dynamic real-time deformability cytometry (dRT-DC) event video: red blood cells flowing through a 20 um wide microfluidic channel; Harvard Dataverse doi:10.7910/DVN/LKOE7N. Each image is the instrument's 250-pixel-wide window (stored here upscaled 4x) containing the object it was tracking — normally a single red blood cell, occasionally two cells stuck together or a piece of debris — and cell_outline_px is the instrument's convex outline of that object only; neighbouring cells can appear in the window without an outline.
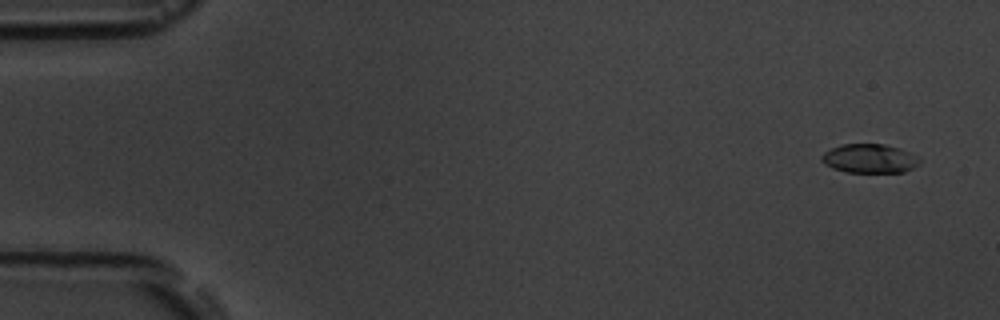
{"species": "common noctule bat (a hibernating species)", "species_latin": "Nyctalus noctula", "temperature_condition": "room temperature", "stored_images_in_passage": 5, "camera_frame_rate_fps": 3000, "um_per_image_px": 0.085, "animal": {"sex": "male", "body_mass_g": 19.5, "forearm_length_mm": 54.6}, "frame": {"image": 1, "passage_image": 1, "time_ms": 0.0, "image_size_px": [1000, 320], "cell_outline_px": [[920, 164], [904, 172], [848, 172], [832, 168], [824, 164], [820, 160], [820, 156], [824, 152], [840, 144], [884, 144], [900, 148], [920, 160]], "centroid_in_image_um": [73.86, 13.47], "position_along_channel_um": 11.1, "area_um2": 16.47}}
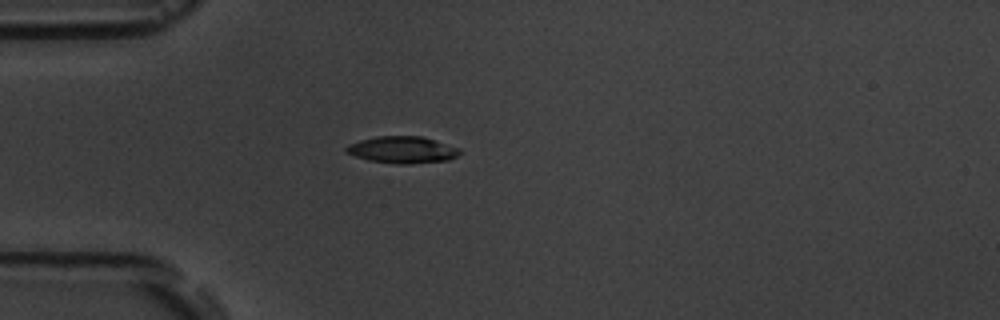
{"frame": {"image": 2, "passage_image": 5, "time_ms": 4.333, "image_size_px": [1000, 320], "cell_outline_px": [[460, 152], [456, 156], [448, 160], [404, 164], [400, 164], [368, 160], [344, 152], [344, 148], [348, 144], [360, 140], [376, 136], [420, 136], [460, 148]], "centroid_in_image_um": [34.15, 12.73], "position_along_channel_um": 50.8, "area_um2": 17.57}}